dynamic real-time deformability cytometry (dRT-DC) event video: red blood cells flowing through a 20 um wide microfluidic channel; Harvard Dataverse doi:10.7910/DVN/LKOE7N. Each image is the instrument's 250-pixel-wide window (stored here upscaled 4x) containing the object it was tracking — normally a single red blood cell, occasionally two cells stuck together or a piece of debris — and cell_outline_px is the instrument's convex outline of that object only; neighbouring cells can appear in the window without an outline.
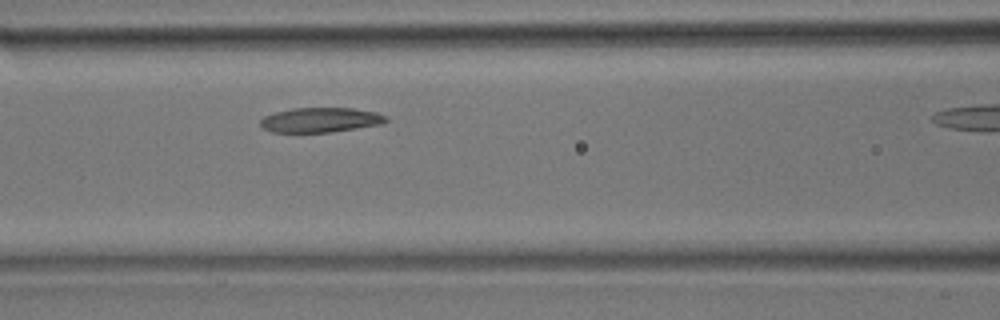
{"species": "common noctule bat (a hibernating species)", "species_latin": "Nyctalus noctula", "temperature_condition": "room temperature", "stored_images_in_passage": 11, "camera_frame_rate_fps": 3000, "um_per_image_px": 0.085, "animal": {"sex": "male", "body_mass_g": 17.9}, "frame": {"image": 1, "passage_image": 10, "time_ms": 3.0, "image_size_px": [1000, 320], "cell_outline_px": [[388, 120], [380, 124], [332, 132], [272, 132], [264, 128], [260, 124], [260, 120], [264, 116], [276, 112], [292, 108], [352, 108], [376, 112], [388, 116]], "centroid_in_image_um": [27.25, 10.19], "position_along_channel_um": 139.4, "area_um2": 18.03}}